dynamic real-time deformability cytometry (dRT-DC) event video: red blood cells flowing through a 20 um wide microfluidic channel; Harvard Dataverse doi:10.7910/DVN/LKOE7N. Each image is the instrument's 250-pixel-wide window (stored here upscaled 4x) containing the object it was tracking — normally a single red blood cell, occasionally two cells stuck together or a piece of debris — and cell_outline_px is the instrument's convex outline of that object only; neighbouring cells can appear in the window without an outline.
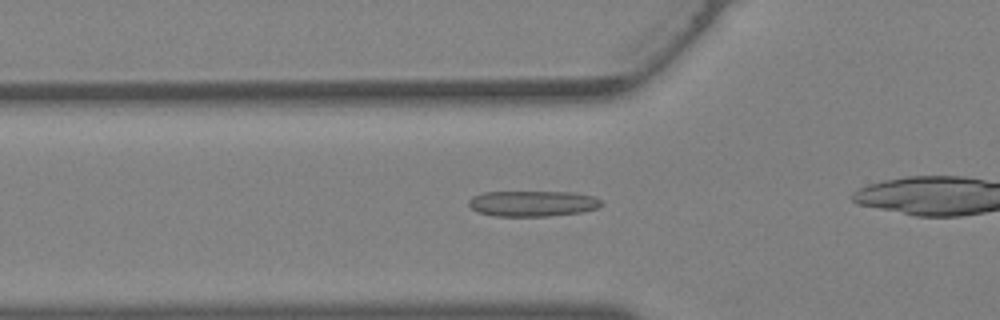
{"species": "Egyptian fruit bat (a non-hibernating species)", "species_latin": "Rousettus aegyptiacus", "temperature_condition": "warm", "stored_images_in_passage": 28, "camera_frame_rate_fps": 3000, "um_per_image_px": 0.085, "animal": {"sex": "female"}, "frame": {"image": 1, "passage_image": 10, "time_ms": 3.0, "image_size_px": [1000, 320], "cell_outline_px": [[600, 204], [596, 208], [580, 212], [548, 216], [492, 216], [476, 212], [468, 204], [468, 200], [472, 196], [480, 192], [572, 192], [592, 196], [600, 200]], "centroid_in_image_um": [45.17, 17.3], "position_along_channel_um": 80.6, "area_um2": 19.83}}
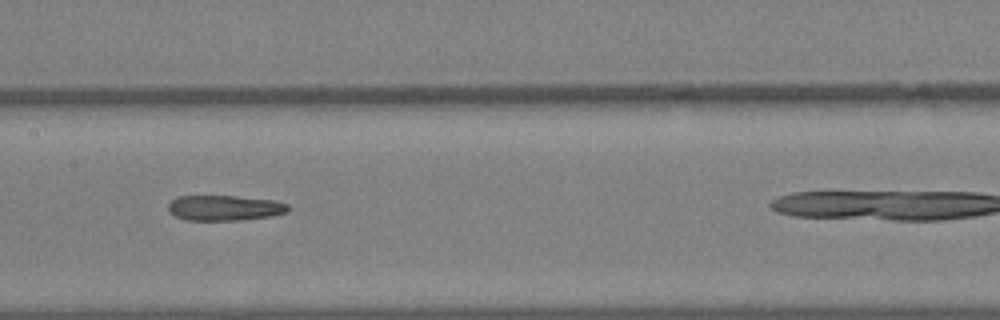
{"frame": {"image": 2, "passage_image": 16, "time_ms": 5.0, "image_size_px": [1000, 320], "cell_outline_px": [[292, 208], [288, 212], [272, 216], [240, 220], [184, 220], [176, 216], [168, 208], [168, 204], [172, 200], [180, 196], [236, 196], [276, 200], [288, 204]], "centroid_in_image_um": [19.16, 17.67], "position_along_channel_um": 188.2, "area_um2": 17.8}}
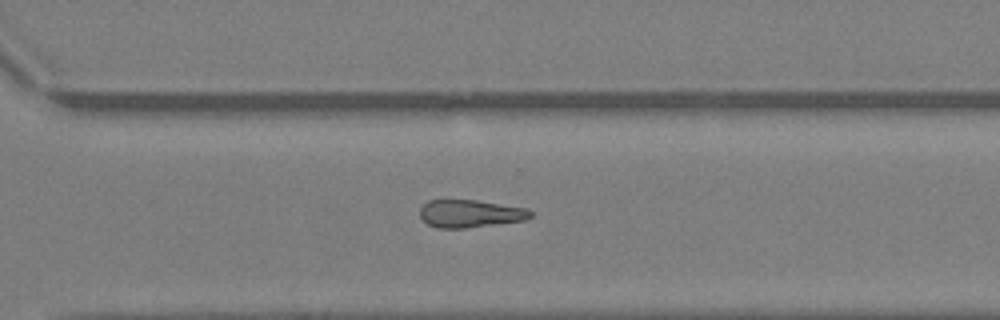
{"frame": {"image": 3, "passage_image": 24, "time_ms": 7.667, "image_size_px": [1000, 320], "cell_outline_px": [[532, 216], [524, 220], [464, 228], [436, 228], [428, 224], [420, 216], [420, 208], [428, 200], [476, 200], [528, 208], [532, 212]], "centroid_in_image_um": [39.96, 18.15], "position_along_channel_um": 330.6, "area_um2": 17.74}}